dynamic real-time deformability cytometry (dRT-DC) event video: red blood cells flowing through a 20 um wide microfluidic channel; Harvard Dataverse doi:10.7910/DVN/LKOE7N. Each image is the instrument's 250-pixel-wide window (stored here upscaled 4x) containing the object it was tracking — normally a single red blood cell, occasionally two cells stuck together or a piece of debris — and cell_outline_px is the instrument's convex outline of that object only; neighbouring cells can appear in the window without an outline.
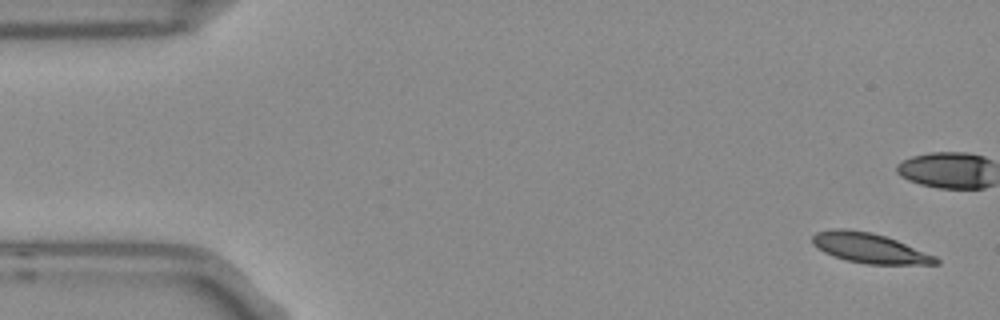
{"species": "Egyptian fruit bat (a non-hibernating species)", "species_latin": "Rousettus aegyptiacus", "temperature_condition": "room temperature", "stored_images_in_passage": 5, "camera_frame_rate_fps": 3000, "um_per_image_px": 0.085, "frame": {"image": 1, "passage_image": 1, "time_ms": 0.0, "image_size_px": [1000, 320], "cell_outline_px": [[940, 264], [868, 264], [848, 260], [824, 252], [812, 244], [812, 236], [816, 232], [836, 228], [844, 228], [872, 232], [896, 240], [936, 256], [940, 260]], "centroid_in_image_um": [73.91, 21.08], "position_along_channel_um": 11.1, "area_um2": 21.33}}
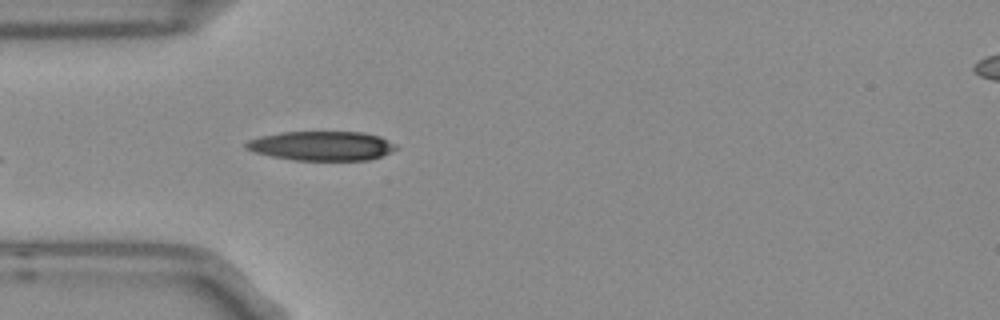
{"frame": {"image": 2, "passage_image": 5, "time_ms": 1.333, "image_size_px": [1000, 320], "cell_outline_px": [[400, 148], [380, 156], [368, 160], [292, 160], [272, 156], [256, 152], [244, 148], [244, 144], [248, 140], [260, 136], [280, 132], [364, 132], [380, 136], [396, 144]], "centroid_in_image_um": [27.35, 12.39], "position_along_channel_um": 57.6, "area_um2": 25.72}}